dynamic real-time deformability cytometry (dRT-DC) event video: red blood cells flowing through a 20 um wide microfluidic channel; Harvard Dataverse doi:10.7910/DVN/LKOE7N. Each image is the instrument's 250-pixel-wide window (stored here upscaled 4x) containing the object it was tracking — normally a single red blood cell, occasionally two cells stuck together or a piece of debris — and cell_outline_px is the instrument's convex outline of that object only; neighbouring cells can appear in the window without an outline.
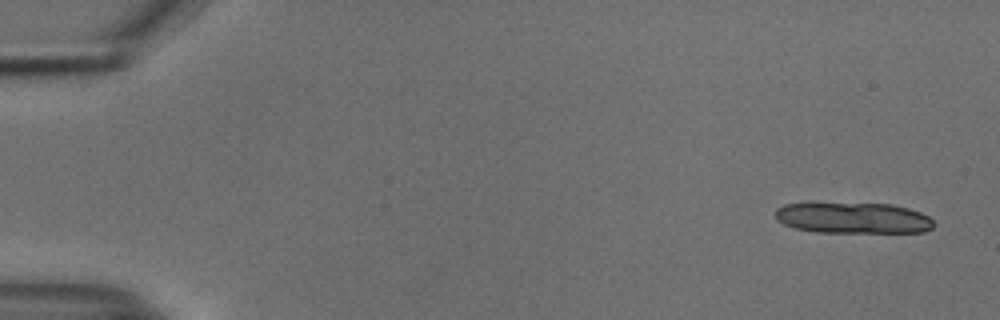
{"species": "common noctule bat (a hibernating species)", "species_latin": "Nyctalus noctula", "temperature_condition": "cold", "stored_images_in_passage": 14, "camera_frame_rate_fps": 3000, "um_per_image_px": 0.085, "animal": {"sex": "male", "body_mass_g": 18.8}, "frame": {"image": 1, "passage_image": 1, "time_ms": 0.0, "image_size_px": [1000, 320], "cell_outline_px": [[932, 228], [924, 232], [816, 232], [796, 228], [784, 224], [776, 220], [776, 208], [784, 204], [892, 204], [908, 208], [920, 212], [928, 216], [932, 220]], "centroid_in_image_um": [72.52, 18.54], "position_along_channel_um": 12.5, "area_um2": 28.21}}